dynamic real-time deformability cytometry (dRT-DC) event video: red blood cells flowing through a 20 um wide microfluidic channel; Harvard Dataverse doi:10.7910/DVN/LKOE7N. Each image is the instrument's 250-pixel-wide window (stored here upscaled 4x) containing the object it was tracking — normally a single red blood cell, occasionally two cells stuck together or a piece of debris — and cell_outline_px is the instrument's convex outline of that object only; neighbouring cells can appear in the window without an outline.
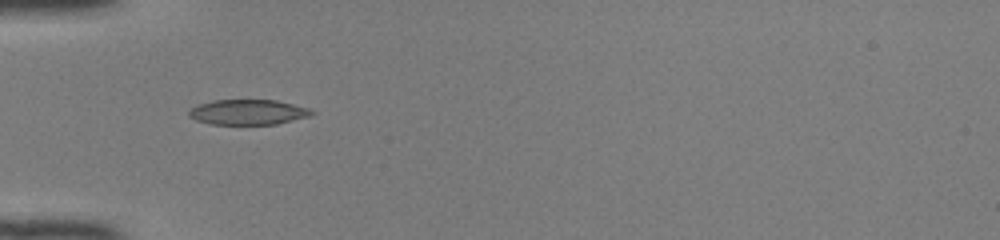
{"species": "common noctule bat (a hibernating species)", "species_latin": "Nyctalus noctula", "temperature_condition": "room temperature", "stored_images_in_passage": 4, "camera_frame_rate_fps": 3000, "um_per_image_px": 0.085, "animal": {"sex": "female", "body_mass_g": 22.0, "forearm_length_mm": 56.7}, "frame": {"image": 1, "passage_image": 1, "time_ms": 0.0, "image_size_px": [1000, 240], "cell_outline_px": [[316, 112], [308, 116], [276, 124], [212, 124], [196, 120], [188, 116], [188, 112], [192, 108], [200, 104], [212, 100], [276, 100], [308, 108]], "centroid_in_image_um": [21.06, 9.53], "position_along_channel_um": 63.9, "area_um2": 17.8}}